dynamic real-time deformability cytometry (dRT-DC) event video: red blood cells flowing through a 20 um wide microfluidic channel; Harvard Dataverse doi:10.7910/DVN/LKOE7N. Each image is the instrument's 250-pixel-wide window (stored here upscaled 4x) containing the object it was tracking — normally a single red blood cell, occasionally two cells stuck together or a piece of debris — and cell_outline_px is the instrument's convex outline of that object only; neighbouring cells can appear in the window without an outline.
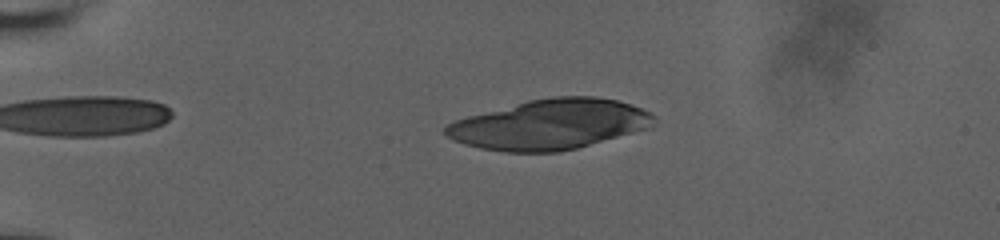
{"species": "human", "species_latin": "Homo sapiens", "temperature_condition": "room temperature", "stored_images_in_passage": 12, "camera_frame_rate_fps": 3000, "um_per_image_px": 0.085, "donor": {"sex": "male"}, "frame": {"image": 1, "passage_image": 7, "time_ms": 4.0, "image_size_px": [1000, 240], "cell_outline_px": [[656, 124], [652, 128], [576, 148], [560, 152], [504, 152], [480, 148], [464, 144], [452, 140], [444, 136], [444, 128], [448, 124], [456, 120], [468, 116], [528, 100], [552, 96], [596, 96], [616, 100], [632, 104], [652, 112], [656, 116]], "centroid_in_image_um": [46.79, 10.57], "position_along_channel_um": 38.2, "area_um2": 61.33}}